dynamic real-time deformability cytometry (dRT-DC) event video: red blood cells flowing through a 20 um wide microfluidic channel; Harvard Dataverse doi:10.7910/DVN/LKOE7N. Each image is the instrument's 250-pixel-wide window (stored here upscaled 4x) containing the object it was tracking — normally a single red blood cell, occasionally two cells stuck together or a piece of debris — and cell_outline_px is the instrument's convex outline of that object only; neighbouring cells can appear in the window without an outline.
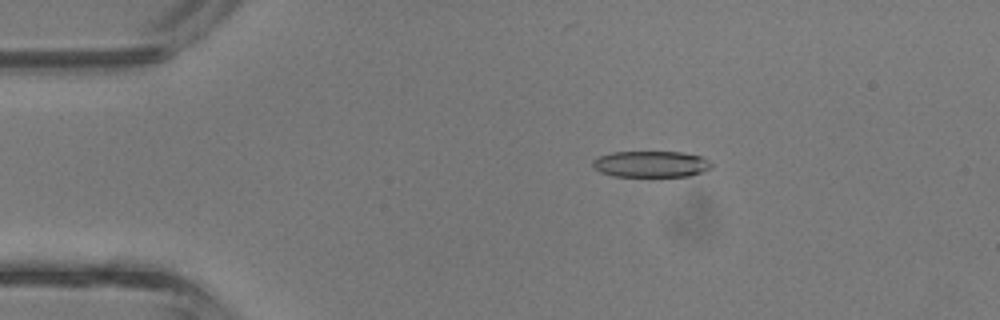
{"species": "common noctule bat (a hibernating species)", "species_latin": "Nyctalus noctula", "temperature_condition": "room temperature", "stored_images_in_passage": 42, "camera_frame_rate_fps": 3000, "um_per_image_px": 0.085, "animal": {"sex": "male", "body_mass_g": 13.3}, "frame": {"image": 1, "passage_image": 8, "time_ms": 2.333, "image_size_px": [1000, 320], "cell_outline_px": [[712, 168], [704, 172], [688, 176], [612, 176], [600, 172], [592, 168], [592, 160], [600, 156], [612, 152], [684, 152], [700, 156], [708, 160], [712, 164]], "centroid_in_image_um": [55.33, 13.95], "position_along_channel_um": 29.7, "area_um2": 18.32}}
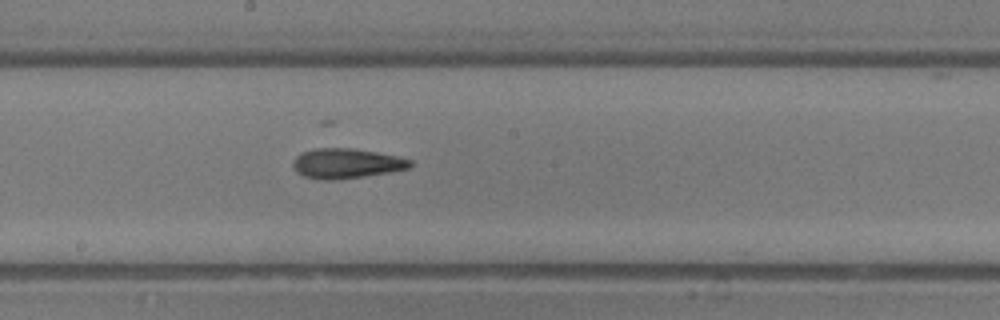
{"frame": {"image": 2, "passage_image": 23, "time_ms": 7.333, "image_size_px": [1000, 320], "cell_outline_px": [[412, 164], [408, 168], [388, 172], [340, 180], [320, 180], [304, 176], [296, 172], [292, 164], [296, 156], [304, 152], [316, 148], [352, 148], [376, 152], [396, 156], [412, 160]], "centroid_in_image_um": [29.41, 13.9], "position_along_channel_um": 218.8, "area_um2": 20.35}}
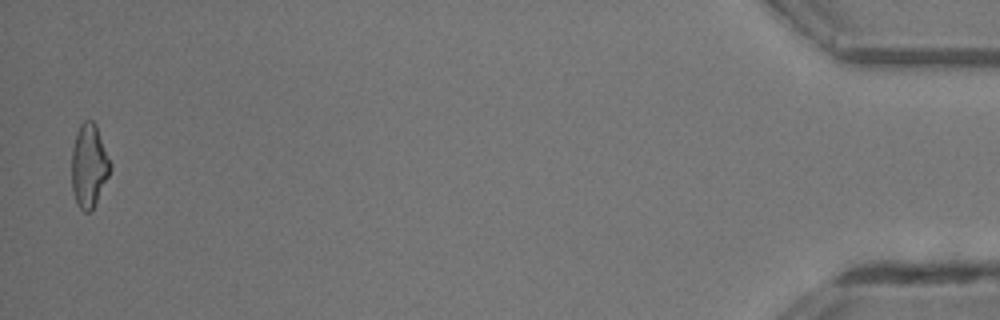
{"frame": {"image": 3, "passage_image": 42, "time_ms": 13.667, "image_size_px": [1000, 320], "cell_outline_px": [[112, 168], [92, 212], [84, 212], [76, 204], [72, 188], [72, 148], [76, 132], [80, 124], [84, 120], [92, 120], [96, 124], [112, 164]], "centroid_in_image_um": [7.57, 14.09], "position_along_channel_um": 427.6, "area_um2": 19.02}, "authors_computed_cell_mechanics": {"area_um2": 19.3341, "velocity_mm_per_s": 4.8491, "shape_relaxation_time_tau1_ms": null, "shape_relaxation_time_tau2_ms": 6.4865, "deformation_change_tau1": null, "deformation_change_tau2": 0.2307}}